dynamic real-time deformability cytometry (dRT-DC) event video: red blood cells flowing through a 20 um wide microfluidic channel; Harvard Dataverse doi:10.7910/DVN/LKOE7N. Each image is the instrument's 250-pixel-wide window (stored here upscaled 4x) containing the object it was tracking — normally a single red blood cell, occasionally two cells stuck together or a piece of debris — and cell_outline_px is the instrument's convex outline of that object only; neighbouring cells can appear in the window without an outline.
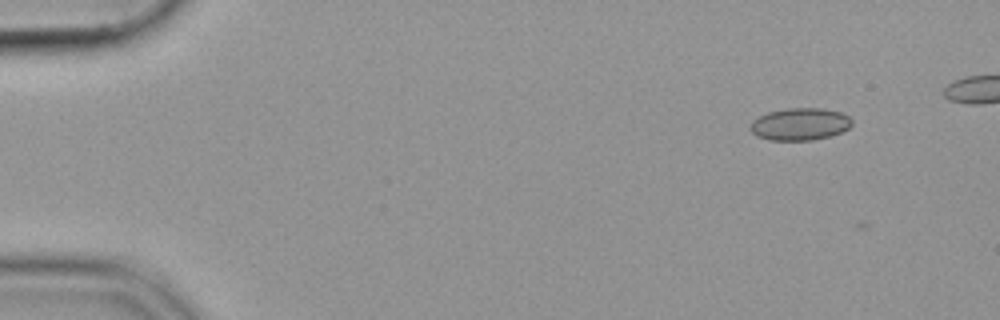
{"species": "common noctule bat (a hibernating species)", "species_latin": "Nyctalus noctula", "temperature_condition": "cold", "stored_images_in_passage": 3, "camera_frame_rate_fps": 3000, "um_per_image_px": 0.085, "animal": {"sex": "female", "body_mass_g": 19.9}, "frame": {"image": 1, "passage_image": 1, "time_ms": 0.0, "image_size_px": [1000, 320], "cell_outline_px": [[852, 124], [848, 128], [840, 132], [828, 136], [812, 140], [768, 140], [756, 136], [748, 128], [752, 120], [768, 112], [788, 108], [820, 108], [840, 112], [848, 116], [852, 120]], "centroid_in_image_um": [67.95, 10.55], "position_along_channel_um": 17.0, "area_um2": 19.07}}